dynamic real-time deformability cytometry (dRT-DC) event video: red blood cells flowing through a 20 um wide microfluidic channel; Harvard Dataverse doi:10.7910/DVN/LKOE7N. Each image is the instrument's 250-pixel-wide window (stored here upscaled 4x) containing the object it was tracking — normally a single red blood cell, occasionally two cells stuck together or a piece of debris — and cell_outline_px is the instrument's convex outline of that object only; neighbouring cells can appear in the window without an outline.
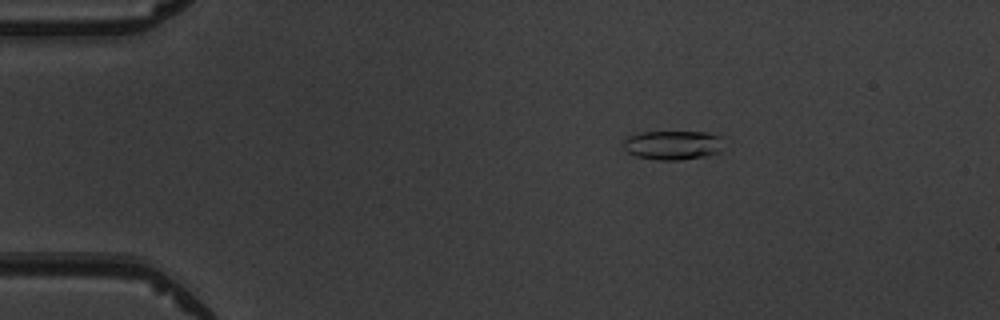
{"species": "common noctule bat (a hibernating species)", "species_latin": "Nyctalus noctula", "temperature_condition": "warm", "stored_images_in_passage": 3, "camera_frame_rate_fps": 3000, "um_per_image_px": 0.085, "animal": {"sex": "male", "body_mass_g": 19.5, "forearm_length_mm": 54.6}, "frame": {"image": 1, "passage_image": 1, "time_ms": 0.0, "image_size_px": [1000, 320], "cell_outline_px": [[720, 152], [704, 156], [680, 160], [660, 160], [636, 156], [628, 152], [624, 148], [624, 140], [628, 136], [640, 132], [708, 132], [720, 136]], "centroid_in_image_um": [57.16, 12.33], "position_along_channel_um": 27.8, "area_um2": 16.88}}